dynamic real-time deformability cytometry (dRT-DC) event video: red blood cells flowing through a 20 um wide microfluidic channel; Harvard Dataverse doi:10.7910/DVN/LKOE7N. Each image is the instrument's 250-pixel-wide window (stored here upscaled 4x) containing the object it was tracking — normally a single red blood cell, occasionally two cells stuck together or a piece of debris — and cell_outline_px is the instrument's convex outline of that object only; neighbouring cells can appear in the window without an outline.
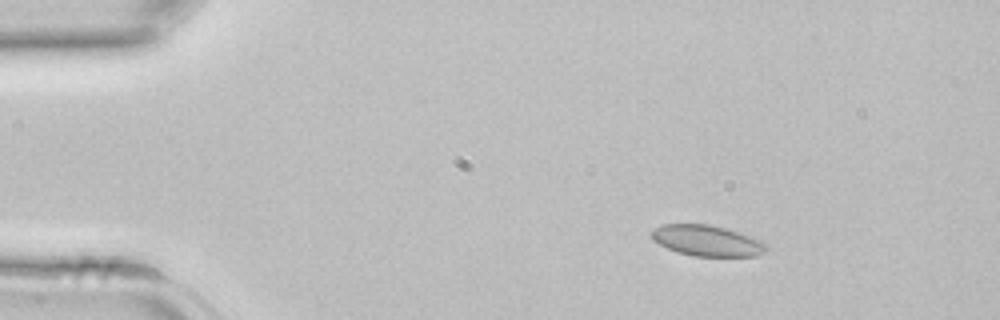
{"species": "common noctule bat (a hibernating species)", "species_latin": "Nyctalus noctula", "temperature_condition": "room temperature", "stored_images_in_passage": 40, "camera_frame_rate_fps": 3000, "um_per_image_px": 0.085, "animal": {"sex": "female", "body_mass_g": 22.7, "forearm_length_mm": 54.2}, "frame": {"image": 1, "passage_image": 4, "time_ms": 1.0, "image_size_px": [1000, 320], "cell_outline_px": [[768, 248], [764, 252], [756, 256], [692, 256], [676, 252], [652, 240], [648, 236], [648, 232], [652, 228], [664, 224], [708, 224], [740, 232], [760, 240], [768, 244]], "centroid_in_image_um": [60.05, 20.45], "position_along_channel_um": 25.0, "area_um2": 20.92}}
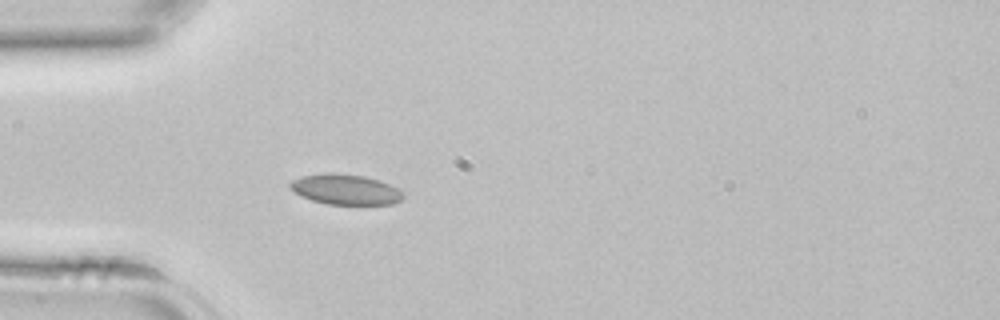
{"frame": {"image": 2, "passage_image": 10, "time_ms": 3.0, "image_size_px": [1000, 320], "cell_outline_px": [[404, 196], [400, 200], [392, 204], [328, 204], [312, 200], [288, 188], [288, 184], [292, 180], [300, 176], [328, 172], [332, 172], [364, 176], [380, 180], [404, 192]], "centroid_in_image_um": [29.35, 16.09], "position_along_channel_um": 55.7, "area_um2": 19.94}}